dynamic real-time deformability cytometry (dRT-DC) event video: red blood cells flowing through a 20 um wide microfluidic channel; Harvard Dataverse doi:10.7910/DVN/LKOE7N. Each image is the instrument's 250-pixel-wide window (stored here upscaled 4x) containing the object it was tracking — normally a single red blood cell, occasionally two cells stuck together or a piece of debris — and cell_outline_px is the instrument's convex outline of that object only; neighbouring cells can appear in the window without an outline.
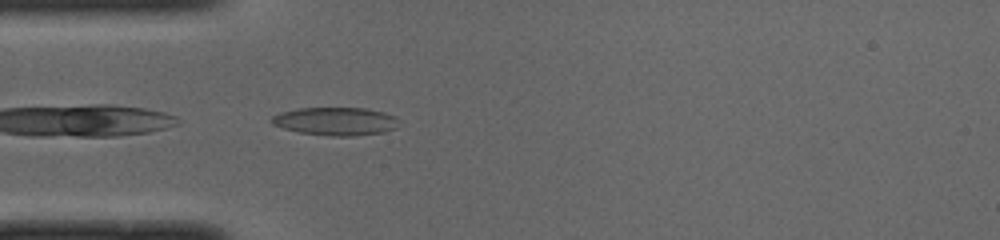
{"species": "common noctule bat (a hibernating species)", "species_latin": "Nyctalus noctula", "temperature_condition": "cold", "stored_images_in_passage": 35, "camera_frame_rate_fps": 3000, "um_per_image_px": 0.085, "animal": {"sex": "male", "body_mass_g": 19.0, "forearm_length_mm": 50.8}, "frame": {"image": 1, "passage_image": 1, "time_ms": 0.0, "image_size_px": [1000, 240], "cell_outline_px": [[396, 128], [384, 132], [352, 136], [332, 136], [300, 132], [284, 128], [272, 124], [268, 120], [272, 116], [280, 112], [296, 108], [364, 108], [384, 112], [396, 116]], "centroid_in_image_um": [28.49, 10.3], "position_along_channel_um": 56.5, "area_um2": 20.81}}
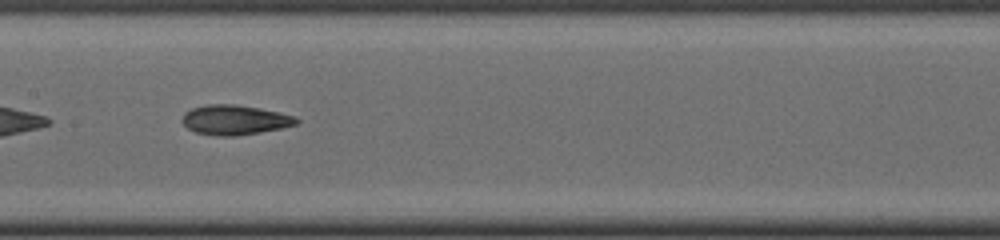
{"frame": {"image": 2, "passage_image": 11, "time_ms": 3.333, "image_size_px": [1000, 240], "cell_outline_px": [[300, 120], [296, 124], [280, 128], [260, 132], [236, 136], [216, 136], [196, 132], [188, 128], [180, 120], [184, 112], [192, 108], [204, 104], [236, 104], [260, 108], [280, 112], [296, 116]], "centroid_in_image_um": [19.94, 10.18], "position_along_channel_um": 187.5, "area_um2": 20.0}}
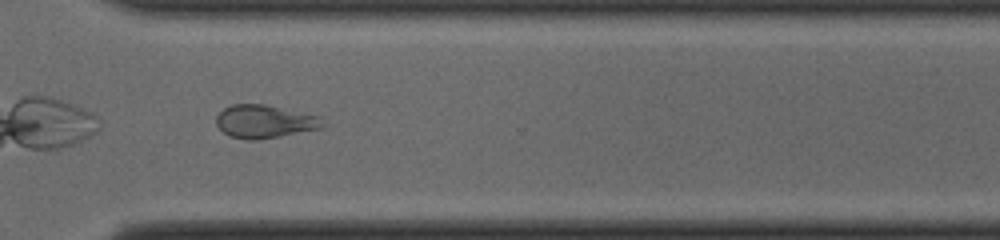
{"frame": {"image": 3, "passage_image": 23, "time_ms": 7.333, "image_size_px": [1000, 240], "cell_outline_px": [[324, 124], [320, 128], [280, 136], [256, 140], [244, 140], [228, 136], [216, 124], [216, 116], [224, 108], [232, 104], [264, 104], [320, 116]], "centroid_in_image_um": [22.45, 10.33], "position_along_channel_um": 348.1, "area_um2": 20.46}, "authors_computed_cell_mechanics": {"area_um2": 19.9988, "velocity_mm_per_s": 4.0079, "shape_relaxation_time_tau1_ms": 4.9776, "shape_relaxation_time_tau2_ms": 3.3986, "deformation_change_tau1": 0.1295, "deformation_change_tau2": 0.1086}}